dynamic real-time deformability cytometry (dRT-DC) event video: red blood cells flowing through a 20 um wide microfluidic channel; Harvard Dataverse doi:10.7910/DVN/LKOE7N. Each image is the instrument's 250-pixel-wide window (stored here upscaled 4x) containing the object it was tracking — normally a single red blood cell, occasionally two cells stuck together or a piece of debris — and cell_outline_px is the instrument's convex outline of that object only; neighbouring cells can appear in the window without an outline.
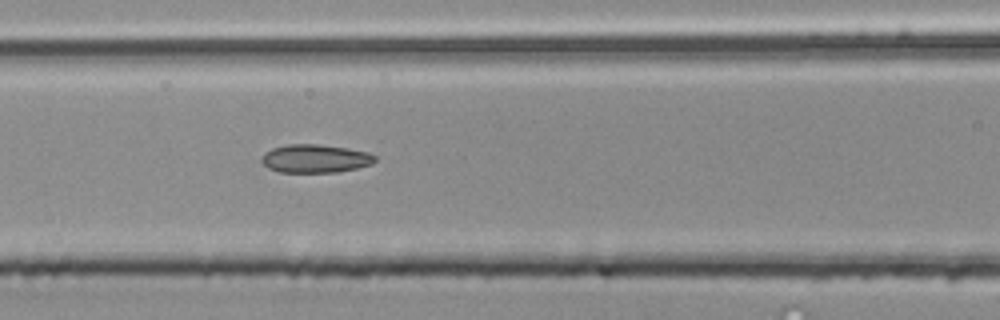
{"species": "common noctule bat (a hibernating species)", "species_latin": "Nyctalus noctula", "temperature_condition": "room temperature", "stored_images_in_passage": 8, "segment_of_instrument_passage": [2, 2], "camera_frame_rate_fps": 3000, "um_per_image_px": 0.085, "animal": {"sex": "male", "body_mass_g": 20.4}, "frame": {"image": 1, "passage_image": 7, "time_ms": 2.0, "image_size_px": [1000, 320], "cell_outline_px": [[376, 160], [372, 164], [356, 168], [336, 172], [280, 172], [268, 168], [260, 160], [264, 152], [272, 148], [288, 144], [320, 144], [348, 148], [368, 152], [376, 156]], "centroid_in_image_um": [26.79, 13.47], "position_along_channel_um": 139.8, "area_um2": 18.79}}